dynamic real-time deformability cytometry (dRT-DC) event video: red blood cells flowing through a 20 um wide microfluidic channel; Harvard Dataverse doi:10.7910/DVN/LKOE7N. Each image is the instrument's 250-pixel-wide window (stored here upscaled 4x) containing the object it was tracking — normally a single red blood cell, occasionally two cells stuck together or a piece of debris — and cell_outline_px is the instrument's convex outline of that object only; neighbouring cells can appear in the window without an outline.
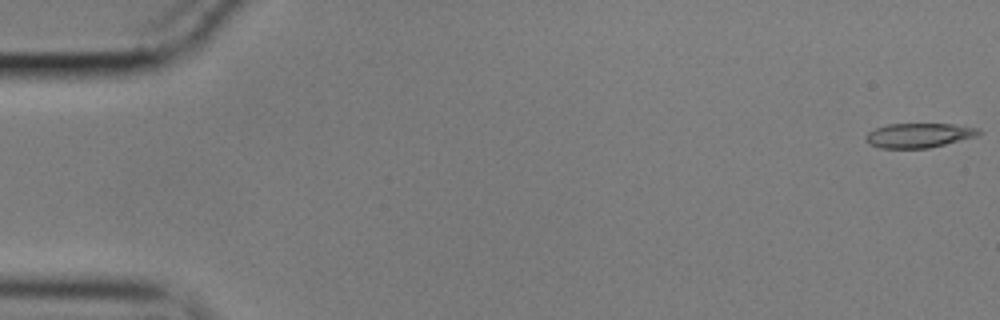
{"species": "common noctule bat (a hibernating species)", "species_latin": "Nyctalus noctula", "temperature_condition": "cold", "stored_images_in_passage": 10, "camera_frame_rate_fps": 3000, "um_per_image_px": 0.085, "animal": {"sex": "male", "body_mass_g": 17.9}, "frame": {"image": 1, "passage_image": 1, "time_ms": 0.0, "image_size_px": [1000, 320], "cell_outline_px": [[984, 132], [976, 136], [928, 148], [880, 148], [868, 144], [864, 140], [864, 136], [868, 132], [876, 128], [888, 124], [952, 124], [980, 128]], "centroid_in_image_um": [78.08, 11.5], "position_along_channel_um": 6.9, "area_um2": 16.18}}